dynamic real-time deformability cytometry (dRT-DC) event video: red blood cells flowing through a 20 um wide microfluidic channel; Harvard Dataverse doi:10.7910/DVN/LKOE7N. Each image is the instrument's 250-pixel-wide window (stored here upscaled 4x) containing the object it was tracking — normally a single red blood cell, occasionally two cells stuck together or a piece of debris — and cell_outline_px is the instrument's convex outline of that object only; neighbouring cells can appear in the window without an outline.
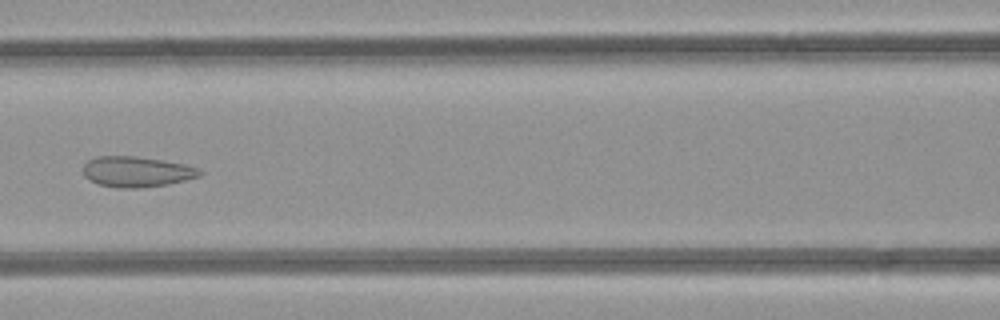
{"species": "common noctule bat (a hibernating species)", "species_latin": "Nyctalus noctula", "temperature_condition": "room temperature", "stored_images_in_passage": 49, "camera_frame_rate_fps": 3000, "um_per_image_px": 0.085, "animal": {"sex": "female", "body_mass_g": 21.9}, "frame": {"image": 1, "passage_image": 22, "time_ms": 7.0, "image_size_px": [1000, 320], "cell_outline_px": [[204, 172], [200, 176], [168, 184], [140, 188], [116, 188], [96, 184], [88, 180], [84, 176], [84, 164], [88, 160], [96, 156], [136, 156], [184, 164], [200, 168]], "centroid_in_image_um": [11.6, 14.6], "position_along_channel_um": 155.0, "area_um2": 20.92}}
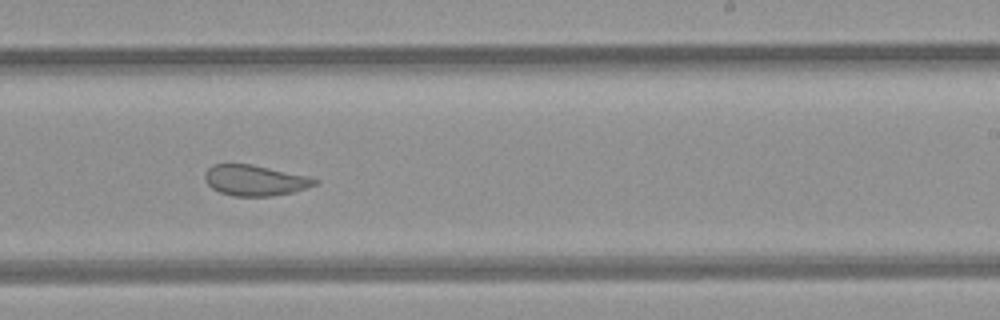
{"frame": {"image": 2, "passage_image": 30, "time_ms": 9.667, "image_size_px": [1000, 320], "cell_outline_px": [[320, 180], [316, 184], [292, 192], [268, 196], [232, 196], [220, 192], [212, 188], [204, 180], [204, 172], [212, 164], [252, 164], [308, 176]], "centroid_in_image_um": [21.63, 15.32], "position_along_channel_um": 267.4, "area_um2": 19.59}}
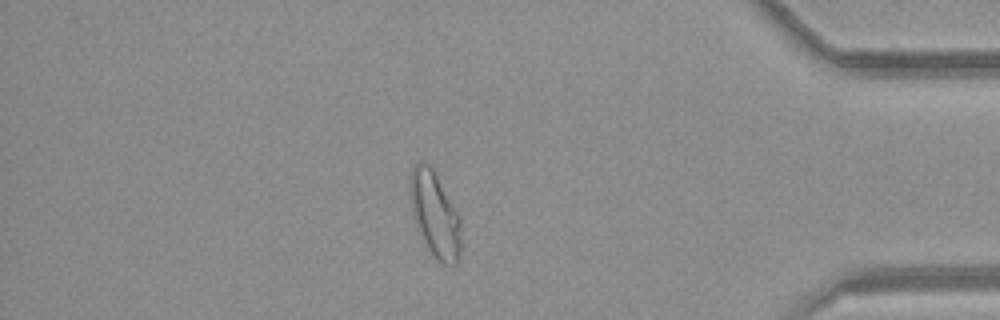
{"frame": {"image": 3, "passage_image": 42, "time_ms": 13.667, "image_size_px": [1000, 320], "cell_outline_px": [[460, 252], [456, 264], [444, 264], [432, 256], [424, 248], [416, 228], [412, 216], [408, 192], [412, 168], [420, 160], [424, 160], [432, 168], [460, 216]], "centroid_in_image_um": [36.91, 18.25], "position_along_channel_um": 398.3, "area_um2": 25.89}, "authors_computed_cell_mechanics": {"area_um2": 24.6806, "velocity_mm_per_s": 4.2356, "shape_relaxation_time_tau1_ms": null, "shape_relaxation_time_tau2_ms": 1.2004, "deformation_change_tau1": null, "deformation_change_tau2": 0.0576}}